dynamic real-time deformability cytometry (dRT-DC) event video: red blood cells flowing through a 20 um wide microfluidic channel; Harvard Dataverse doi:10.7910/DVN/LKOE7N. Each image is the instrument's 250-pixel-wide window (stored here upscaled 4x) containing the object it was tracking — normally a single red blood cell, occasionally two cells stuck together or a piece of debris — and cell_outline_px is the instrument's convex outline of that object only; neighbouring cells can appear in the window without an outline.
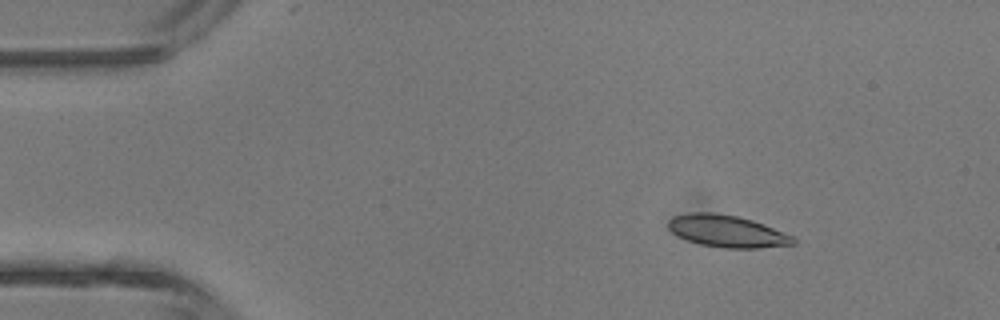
{"species": "common noctule bat (a hibernating species)", "species_latin": "Nyctalus noctula", "temperature_condition": "room temperature", "stored_images_in_passage": 5, "camera_frame_rate_fps": 3000, "um_per_image_px": 0.085, "animal": {"sex": "male", "body_mass_g": 13.3}, "frame": {"image": 1, "passage_image": 2, "time_ms": 1.0, "image_size_px": [1000, 320], "cell_outline_px": [[796, 244], [760, 248], [724, 248], [700, 244], [688, 240], [672, 232], [668, 228], [668, 220], [672, 216], [688, 212], [712, 212], [736, 216], [752, 220], [764, 224], [796, 236]], "centroid_in_image_um": [61.83, 19.65], "position_along_channel_um": 23.2, "area_um2": 23.52}}
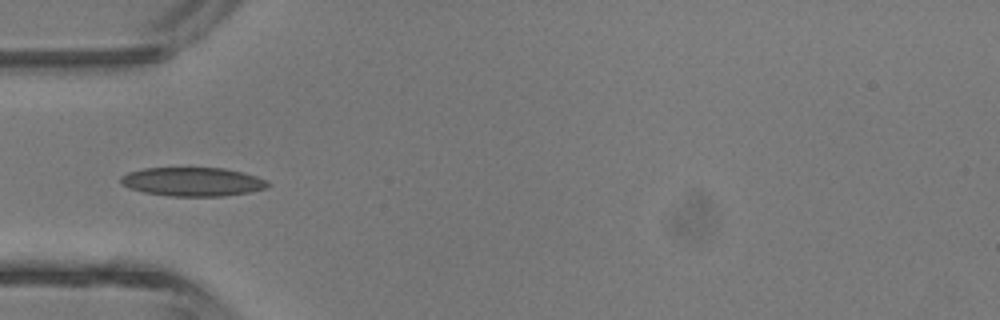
{"frame": {"image": 2, "passage_image": 4, "time_ms": 3.667, "image_size_px": [1000, 320], "cell_outline_px": [[272, 184], [268, 188], [248, 192], [224, 196], [168, 196], [144, 192], [128, 188], [120, 184], [120, 176], [128, 172], [144, 168], [224, 168], [244, 172], [268, 180]], "centroid_in_image_um": [16.39, 15.45], "position_along_channel_um": 68.6, "area_um2": 24.97}}
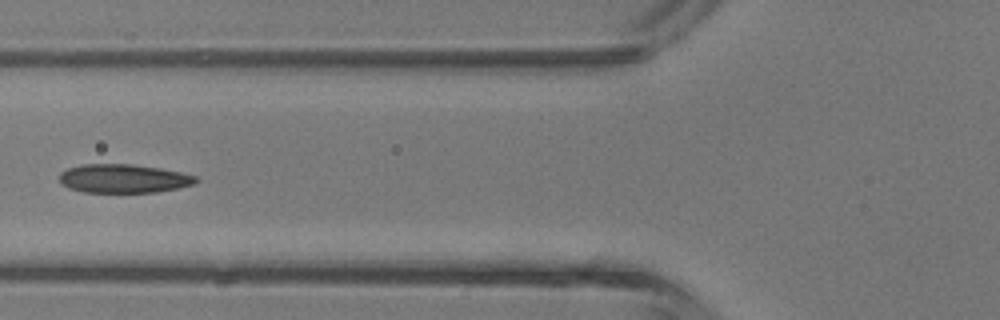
{"frame": {"image": 3, "passage_image": 5, "time_ms": 4.667, "image_size_px": [1000, 320], "cell_outline_px": [[200, 180], [196, 184], [156, 192], [84, 192], [68, 188], [60, 184], [60, 172], [68, 168], [80, 164], [132, 164], [160, 168], [180, 172], [196, 176]], "centroid_in_image_um": [10.49, 15.17], "position_along_channel_um": 115.3, "area_um2": 22.95}}